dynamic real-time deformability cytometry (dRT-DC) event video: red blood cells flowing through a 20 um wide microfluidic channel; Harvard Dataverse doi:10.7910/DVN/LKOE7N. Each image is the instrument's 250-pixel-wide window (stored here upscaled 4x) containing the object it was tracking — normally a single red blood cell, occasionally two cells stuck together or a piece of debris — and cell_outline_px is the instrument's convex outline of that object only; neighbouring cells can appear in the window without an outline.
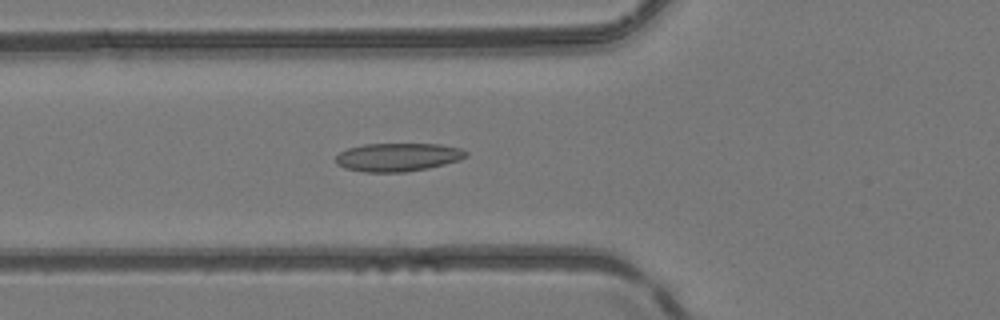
{"species": "common noctule bat (a hibernating species)", "species_latin": "Nyctalus noctula", "temperature_condition": "room temperature", "stored_images_in_passage": 51, "camera_frame_rate_fps": 3000, "um_per_image_px": 0.085, "animal": {"sex": "female", "body_mass_g": 24.6, "forearm_length_mm": 56.2}, "frame": {"image": 1, "passage_image": 19, "time_ms": 6.0, "image_size_px": [1000, 320], "cell_outline_px": [[468, 156], [460, 160], [428, 168], [404, 172], [364, 172], [344, 168], [336, 164], [336, 156], [340, 152], [348, 148], [364, 144], [440, 144], [460, 148], [468, 152]], "centroid_in_image_um": [33.82, 13.36], "position_along_channel_um": 92.0, "area_um2": 21.56}}
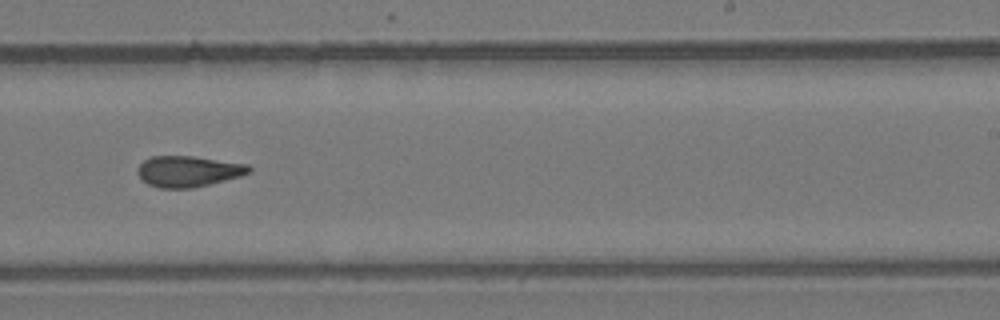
{"frame": {"image": 2, "passage_image": 32, "time_ms": 10.333, "image_size_px": [1000, 320], "cell_outline_px": [[252, 172], [240, 176], [192, 188], [160, 188], [148, 184], [136, 172], [140, 164], [144, 160], [152, 156], [192, 156], [248, 164], [252, 168]], "centroid_in_image_um": [16.01, 14.55], "position_along_channel_um": 273.0, "area_um2": 19.94}}
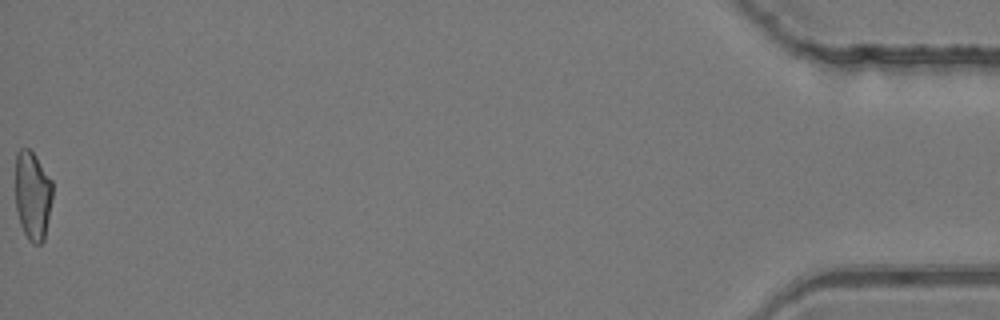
{"frame": {"image": 3, "passage_image": 51, "time_ms": 16.667, "image_size_px": [1000, 320], "cell_outline_px": [[52, 200], [44, 240], [40, 244], [32, 244], [28, 240], [20, 224], [16, 208], [16, 152], [20, 148], [28, 148], [36, 156], [52, 180]], "centroid_in_image_um": [2.77, 16.62], "position_along_channel_um": 432.4, "area_um2": 19.36}, "authors_computed_cell_mechanics": {"area_um2": 20.3456, "velocity_mm_per_s": 4.1658, "shape_relaxation_time_tau1_ms": null, "shape_relaxation_time_tau2_ms": 3.5672, "deformation_change_tau1": null, "deformation_change_tau2": 0.1243}}